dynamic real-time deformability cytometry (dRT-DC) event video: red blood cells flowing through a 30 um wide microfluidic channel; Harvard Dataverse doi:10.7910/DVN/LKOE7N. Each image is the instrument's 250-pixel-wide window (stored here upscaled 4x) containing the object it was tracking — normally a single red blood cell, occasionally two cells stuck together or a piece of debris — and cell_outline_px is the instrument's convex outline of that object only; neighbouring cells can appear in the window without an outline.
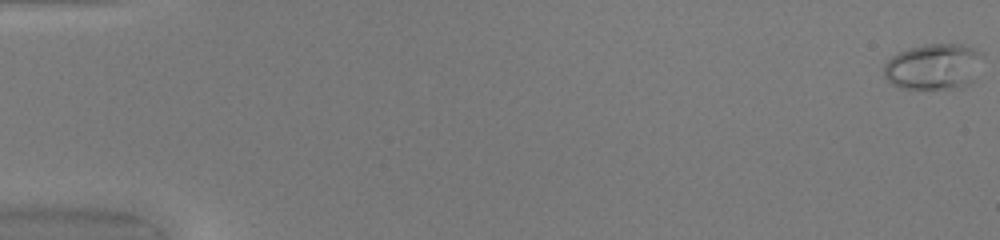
{"species": "common noctule bat (a hibernating species)", "species_latin": "Nyctalus noctula", "temperature_condition": "warm", "stored_images_in_passage": 50, "camera_frame_rate_fps": 3000, "um_per_image_px": 0.085, "animal": {"sex": "female", "body_mass_g": 20.0, "forearm_length_mm": 54.0}, "frame": {"image": 1, "passage_image": 1, "time_ms": 0.0, "image_size_px": [1000, 240], "cell_outline_px": [[984, 56], [972, 84], [964, 88], [900, 88], [892, 84], [884, 76], [884, 64], [892, 56], [900, 52], [924, 44], [964, 44], [984, 52]], "centroid_in_image_um": [79.42, 5.66], "position_along_channel_um": 5.6, "area_um2": 26.76}}
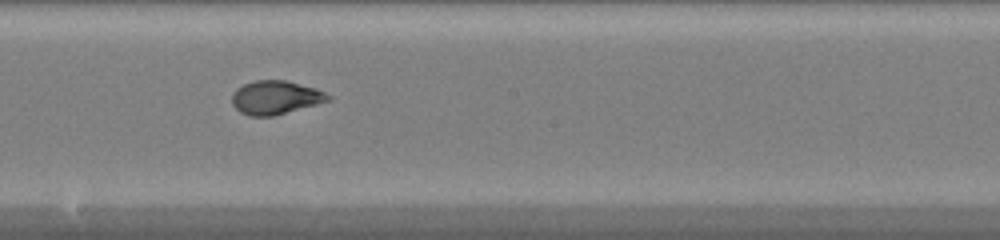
{"frame": {"image": 2, "passage_image": 29, "time_ms": 9.333, "image_size_px": [1000, 240], "cell_outline_px": [[332, 100], [272, 116], [248, 116], [240, 112], [232, 104], [232, 92], [236, 88], [244, 84], [256, 80], [284, 80], [316, 88], [332, 96]], "centroid_in_image_um": [23.41, 8.29], "position_along_channel_um": 224.8, "area_um2": 18.84}}
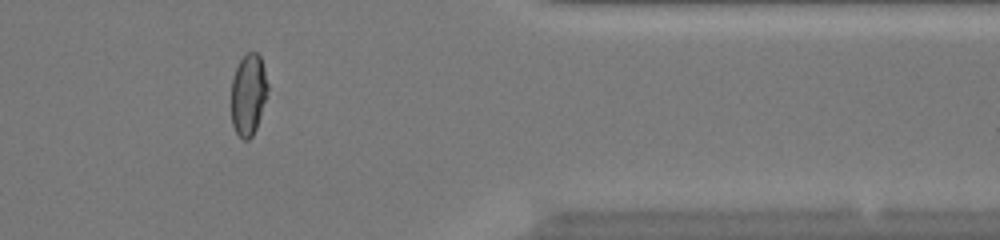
{"frame": {"image": 3, "passage_image": 42, "time_ms": 13.667, "image_size_px": [1000, 240], "cell_outline_px": [[268, 88], [260, 116], [256, 128], [252, 136], [248, 140], [244, 140], [236, 132], [232, 124], [232, 76], [240, 60], [248, 52], [256, 52], [260, 56], [264, 68], [268, 84]], "centroid_in_image_um": [21.11, 8.02], "position_along_channel_um": 390.3, "area_um2": 17.11}, "authors_computed_cell_mechanics": {"area_um2": 19.2763, "velocity_mm_per_s": 4.2326, "shape_relaxation_time_tau1_ms": null, "shape_relaxation_time_tau2_ms": 0.869, "deformation_change_tau1": null, "deformation_change_tau2": 0.0505}}